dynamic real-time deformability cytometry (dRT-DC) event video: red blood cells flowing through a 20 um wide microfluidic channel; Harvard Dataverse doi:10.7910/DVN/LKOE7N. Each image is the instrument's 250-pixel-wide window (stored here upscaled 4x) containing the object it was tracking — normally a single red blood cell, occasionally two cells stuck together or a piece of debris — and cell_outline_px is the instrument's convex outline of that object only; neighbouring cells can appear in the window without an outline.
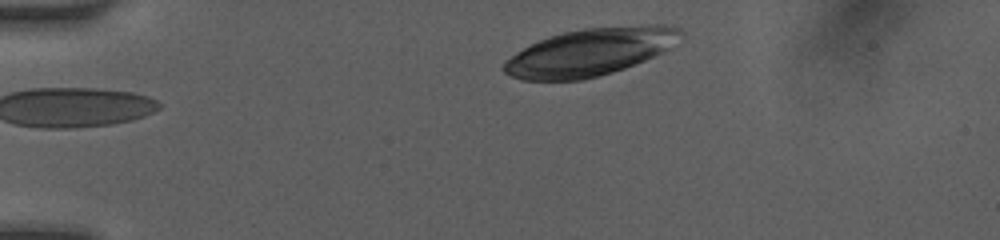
{"species": "human", "species_latin": "Homo sapiens", "temperature_condition": "room temperature", "stored_images_in_passage": 40, "camera_frame_rate_fps": 3000, "um_per_image_px": 0.085, "donor": {"sex": "female"}, "frame": {"image": 1, "passage_image": 1, "time_ms": 0.0, "image_size_px": [1000, 240], "cell_outline_px": [[684, 32], [664, 52], [624, 68], [600, 76], [580, 80], [524, 80], [512, 76], [504, 72], [504, 64], [512, 56], [524, 48], [540, 40], [564, 32], [584, 28], [648, 24], [664, 24], [680, 28]], "centroid_in_image_um": [50.21, 4.41], "position_along_channel_um": 34.8, "area_um2": 48.26}}
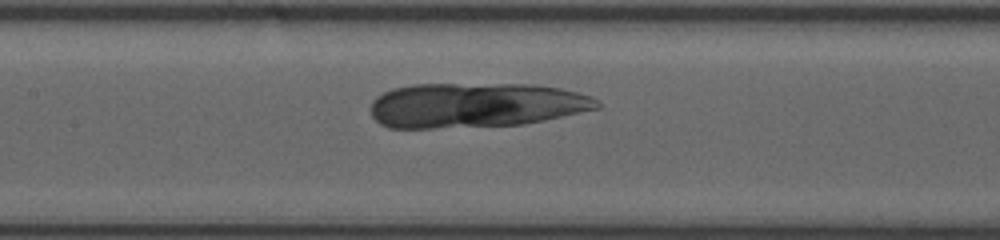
{"frame": {"image": 2, "passage_image": 15, "time_ms": 4.667, "image_size_px": [1000, 240], "cell_outline_px": [[600, 108], [544, 120], [524, 124], [432, 128], [388, 128], [380, 124], [372, 116], [372, 100], [376, 96], [392, 88], [412, 84], [536, 84], [560, 88], [592, 96], [600, 104]], "centroid_in_image_um": [40.41, 8.93], "position_along_channel_um": 167.0, "area_um2": 59.3}}
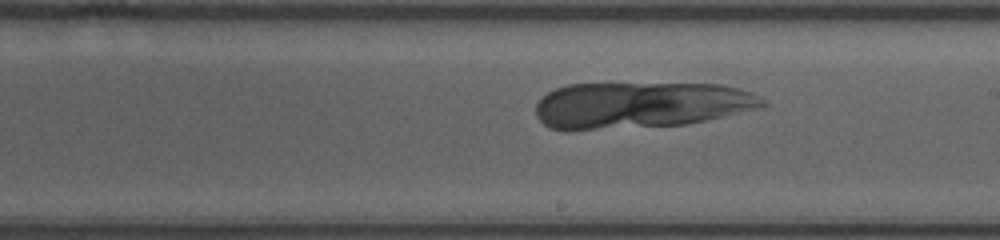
{"frame": {"image": 3, "passage_image": 20, "time_ms": 6.333, "image_size_px": [1000, 240], "cell_outline_px": [[768, 104], [756, 108], [704, 120], [684, 124], [568, 132], [552, 128], [544, 124], [536, 116], [536, 104], [548, 92], [556, 88], [568, 84], [724, 84], [740, 88], [752, 92], [760, 96]], "centroid_in_image_um": [54.39, 8.94], "position_along_channel_um": 234.6, "area_um2": 61.38}}